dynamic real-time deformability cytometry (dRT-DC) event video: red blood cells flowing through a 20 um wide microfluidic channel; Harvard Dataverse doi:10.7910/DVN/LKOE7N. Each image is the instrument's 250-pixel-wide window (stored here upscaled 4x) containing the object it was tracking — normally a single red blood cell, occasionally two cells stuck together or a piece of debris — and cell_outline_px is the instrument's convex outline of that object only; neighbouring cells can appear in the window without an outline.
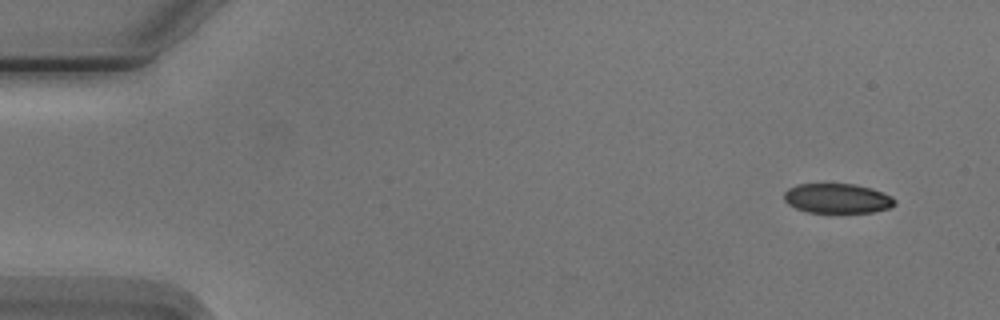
{"species": "Egyptian fruit bat (a non-hibernating species)", "species_latin": "Rousettus aegyptiacus", "temperature_condition": "cold", "stored_images_in_passage": 5, "camera_frame_rate_fps": 3000, "um_per_image_px": 0.085, "animal": {"sex": "male"}, "frame": {"image": 1, "passage_image": 1, "time_ms": 0.0, "image_size_px": [1000, 320], "cell_outline_px": [[896, 204], [888, 208], [872, 212], [808, 212], [796, 208], [788, 204], [784, 200], [784, 192], [788, 188], [800, 184], [856, 184], [872, 188], [892, 196], [896, 200]], "centroid_in_image_um": [71.18, 16.86], "position_along_channel_um": 13.8, "area_um2": 19.13}}
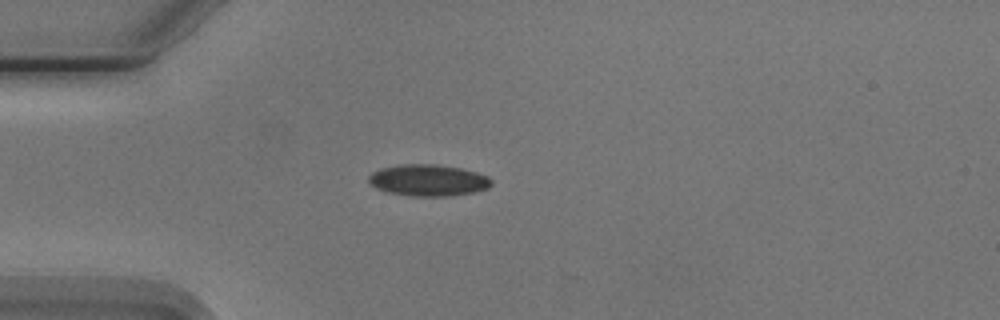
{"frame": {"image": 2, "passage_image": 4, "time_ms": 3.667, "image_size_px": [1000, 320], "cell_outline_px": [[492, 184], [488, 188], [472, 192], [452, 196], [412, 196], [388, 192], [372, 184], [368, 180], [368, 176], [372, 172], [380, 168], [400, 164], [436, 164], [460, 168], [476, 172], [488, 176], [492, 180]], "centroid_in_image_um": [36.42, 15.31], "position_along_channel_um": 48.6, "area_um2": 22.48}}